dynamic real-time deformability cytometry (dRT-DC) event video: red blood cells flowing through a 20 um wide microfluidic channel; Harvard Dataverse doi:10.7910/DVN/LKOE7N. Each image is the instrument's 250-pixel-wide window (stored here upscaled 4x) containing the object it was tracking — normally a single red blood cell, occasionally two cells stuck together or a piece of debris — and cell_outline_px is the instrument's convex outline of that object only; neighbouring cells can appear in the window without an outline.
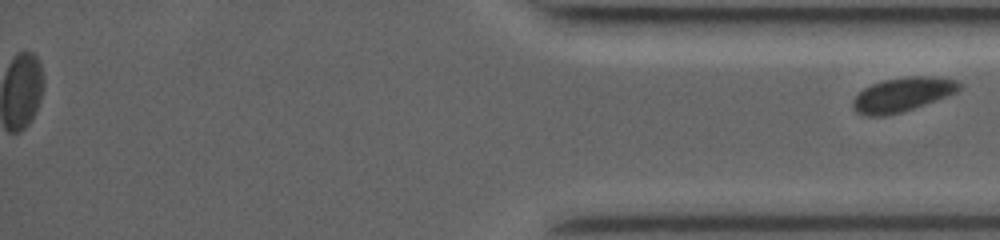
{"species": "common noctule bat (a hibernating species)", "species_latin": "Nyctalus noctula", "temperature_condition": "room temperature", "stored_images_in_passage": 28, "segment_of_instrument_passage": [2, 2], "camera_frame_rate_fps": 3500, "um_per_image_px": 0.085, "animal": {"sex": "female", "body_mass_g": 19.0, "forearm_length_mm": 53.3}, "frame": {"image": 1, "passage_image": 28, "time_ms": 16.286, "image_size_px": [1000, 240], "cell_outline_px": [[964, 88], [948, 96], [888, 116], [864, 116], [856, 112], [852, 108], [852, 100], [864, 88], [872, 84], [884, 80], [908, 76], [928, 76], [956, 80]], "centroid_in_image_um": [76.69, 8.04], "position_along_channel_um": 358.5, "area_um2": 21.1}}